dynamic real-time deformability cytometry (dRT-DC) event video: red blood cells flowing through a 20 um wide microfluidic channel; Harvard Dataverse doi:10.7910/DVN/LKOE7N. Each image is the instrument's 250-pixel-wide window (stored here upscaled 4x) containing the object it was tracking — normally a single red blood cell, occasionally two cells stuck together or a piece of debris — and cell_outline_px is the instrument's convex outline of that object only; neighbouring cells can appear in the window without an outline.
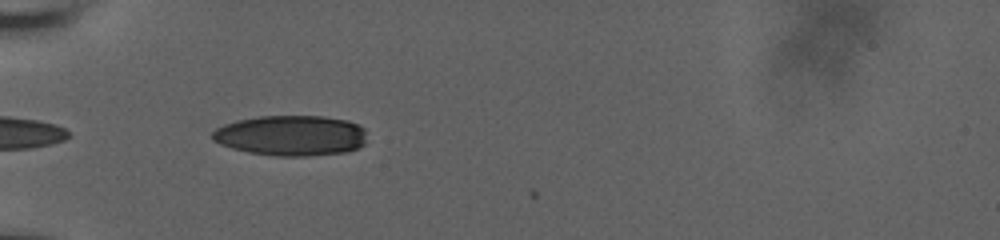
{"species": "human", "species_latin": "Homo sapiens", "temperature_condition": "room temperature", "stored_images_in_passage": 9, "camera_frame_rate_fps": 3000, "um_per_image_px": 0.085, "donor": {"sex": "male"}, "frame": {"image": 1, "passage_image": 1, "time_ms": 0.0, "image_size_px": [1000, 240], "cell_outline_px": [[364, 144], [356, 148], [344, 152], [308, 156], [276, 156], [248, 152], [232, 148], [220, 144], [212, 140], [212, 132], [216, 128], [224, 124], [236, 120], [260, 116], [324, 116], [348, 120], [360, 124], [364, 128]], "centroid_in_image_um": [24.72, 11.51], "position_along_channel_um": 60.3, "area_um2": 36.53}}
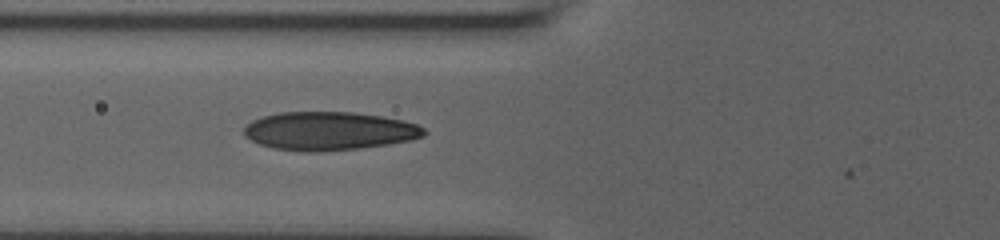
{"frame": {"image": 2, "passage_image": 7, "time_ms": 1.333, "image_size_px": [1000, 240], "cell_outline_px": [[428, 132], [424, 136], [412, 140], [388, 144], [360, 148], [316, 152], [304, 152], [272, 148], [260, 144], [244, 136], [244, 128], [252, 120], [260, 116], [280, 112], [356, 112], [404, 120], [416, 124], [424, 128]], "centroid_in_image_um": [27.98, 11.13], "position_along_channel_um": 97.8, "area_um2": 40.58}}